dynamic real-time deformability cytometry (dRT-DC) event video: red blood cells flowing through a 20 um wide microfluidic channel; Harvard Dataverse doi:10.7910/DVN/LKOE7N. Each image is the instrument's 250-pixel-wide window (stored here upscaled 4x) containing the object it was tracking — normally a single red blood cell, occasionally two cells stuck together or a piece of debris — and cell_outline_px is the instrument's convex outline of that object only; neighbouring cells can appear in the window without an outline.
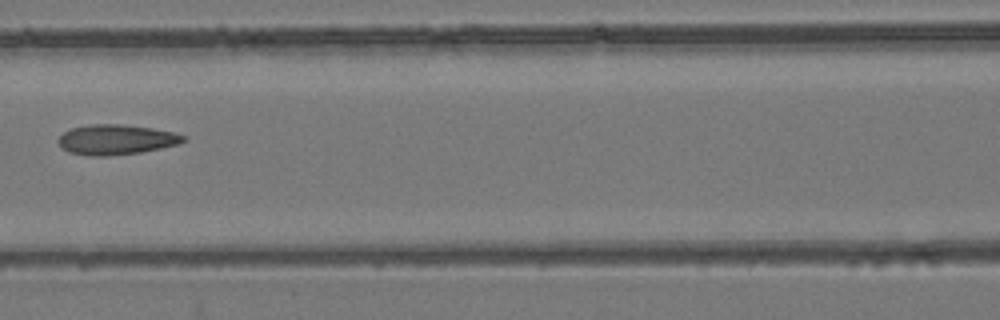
{"species": "common noctule bat (a hibernating species)", "species_latin": "Nyctalus noctula", "temperature_condition": "room temperature", "stored_images_in_passage": 7, "camera_frame_rate_fps": 3000, "um_per_image_px": 0.085, "animal": {"sex": "female", "body_mass_g": 24.6, "forearm_length_mm": 56.2}, "frame": {"image": 1, "passage_image": 7, "time_ms": 2.0, "image_size_px": [1000, 320], "cell_outline_px": [[184, 140], [180, 144], [140, 152], [108, 156], [92, 156], [68, 152], [56, 140], [64, 132], [72, 128], [92, 124], [120, 124], [152, 128], [172, 132], [184, 136]], "centroid_in_image_um": [9.85, 11.87], "position_along_channel_um": 156.7, "area_um2": 21.68}}